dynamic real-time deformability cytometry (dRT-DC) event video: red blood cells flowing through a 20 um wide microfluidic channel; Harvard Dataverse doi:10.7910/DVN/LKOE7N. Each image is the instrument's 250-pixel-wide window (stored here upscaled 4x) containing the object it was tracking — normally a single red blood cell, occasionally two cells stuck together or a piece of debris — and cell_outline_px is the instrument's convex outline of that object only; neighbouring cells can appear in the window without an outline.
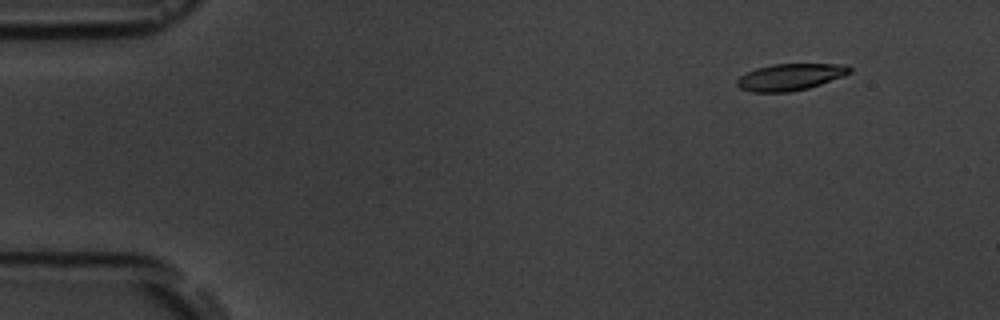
{"species": "common noctule bat (a hibernating species)", "species_latin": "Nyctalus noctula", "temperature_condition": "room temperature", "stored_images_in_passage": 6, "camera_frame_rate_fps": 3000, "um_per_image_px": 0.085, "animal": {"sex": "male", "body_mass_g": 19.5, "forearm_length_mm": 54.6}, "frame": {"image": 1, "passage_image": 2, "time_ms": 1.0, "image_size_px": [1000, 320], "cell_outline_px": [[852, 72], [844, 76], [808, 88], [788, 92], [752, 92], [740, 88], [736, 84], [736, 80], [740, 76], [756, 68], [772, 64], [848, 64], [852, 68]], "centroid_in_image_um": [67.19, 6.54], "position_along_channel_um": 17.8, "area_um2": 17.57}}
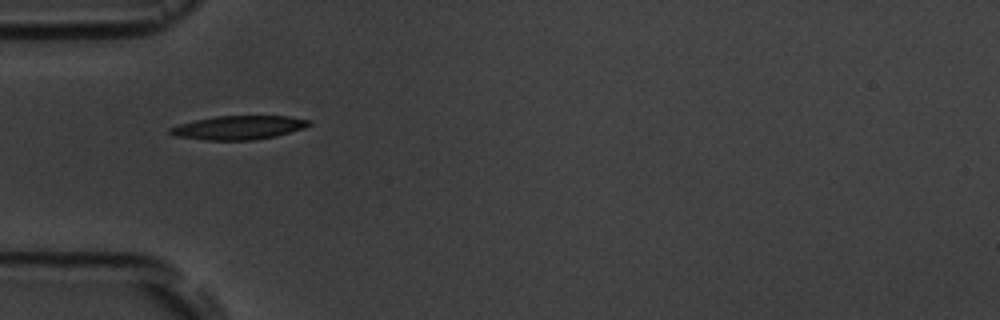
{"frame": {"image": 2, "passage_image": 5, "time_ms": 5.0, "image_size_px": [1000, 320], "cell_outline_px": [[312, 124], [304, 128], [276, 136], [252, 140], [208, 140], [176, 136], [168, 132], [168, 128], [180, 124], [196, 120], [216, 116], [288, 116], [312, 120]], "centroid_in_image_um": [20.32, 10.84], "position_along_channel_um": 64.7, "area_um2": 19.19}}
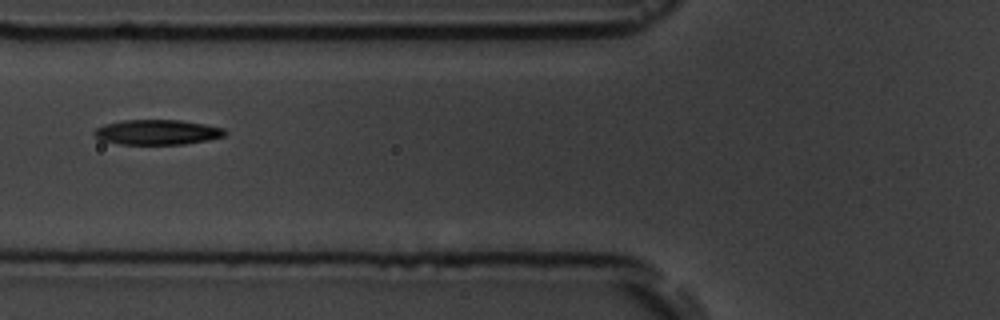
{"frame": {"image": 3, "passage_image": 6, "time_ms": 6.333, "image_size_px": [1000, 320], "cell_outline_px": [[228, 132], [224, 136], [208, 140], [184, 144], [120, 144], [100, 140], [92, 132], [96, 128], [104, 124], [120, 120], [180, 120], [204, 124], [224, 128]], "centroid_in_image_um": [13.36, 11.23], "position_along_channel_um": 112.4, "area_um2": 19.13}}